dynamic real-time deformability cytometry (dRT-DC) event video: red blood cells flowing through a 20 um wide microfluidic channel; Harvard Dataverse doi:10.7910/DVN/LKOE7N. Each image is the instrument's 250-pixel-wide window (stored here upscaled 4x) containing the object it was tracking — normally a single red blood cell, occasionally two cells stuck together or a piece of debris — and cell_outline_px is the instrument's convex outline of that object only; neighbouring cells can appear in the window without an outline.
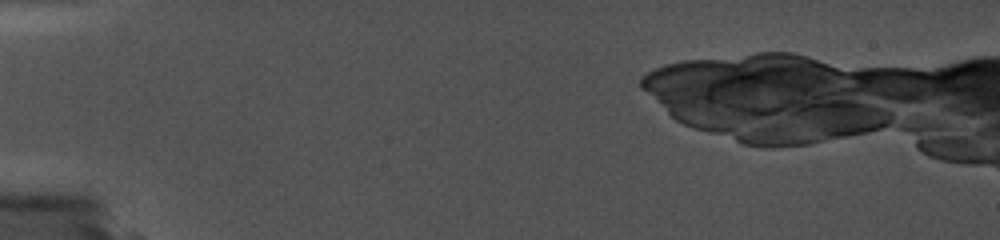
{"species": "common noctule bat (a hibernating species)", "species_latin": "Nyctalus noctula", "temperature_condition": "cold", "stored_images_in_passage": 5, "camera_frame_rate_fps": 5000, "um_per_image_px": 0.085, "animal": {"sex": "female", "body_mass_g": 19.0, "forearm_length_mm": 56.7}, "frame": {"image": 1, "passage_image": 4, "time_ms": 0.4, "image_size_px": [1000, 240], "cell_outline_px": [[668, 136], [576, 140], [540, 136], [512, 132], [512, 128], [556, 124], [628, 128], [660, 132]], "centroid_in_image_um": [49.71, 11.23], "position_along_channel_um": 35.3, "area_um2": 11.33}}